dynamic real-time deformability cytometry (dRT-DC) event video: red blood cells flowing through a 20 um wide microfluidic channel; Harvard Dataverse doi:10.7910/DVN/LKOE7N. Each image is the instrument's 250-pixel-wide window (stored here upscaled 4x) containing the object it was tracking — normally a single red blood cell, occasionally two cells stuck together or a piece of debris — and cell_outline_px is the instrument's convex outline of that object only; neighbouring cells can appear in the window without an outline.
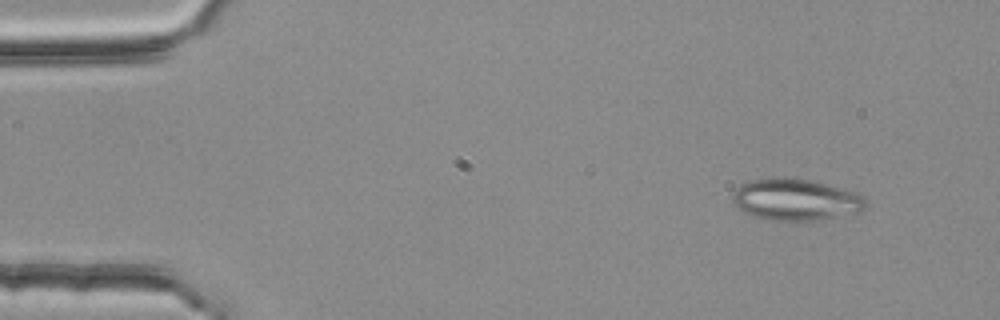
{"species": "common noctule bat (a hibernating species)", "species_latin": "Nyctalus noctula", "temperature_condition": "room temperature", "stored_images_in_passage": 3, "camera_frame_rate_fps": 3000, "um_per_image_px": 0.085, "animal": {"sex": "female", "body_mass_g": 25.1}, "frame": {"image": 1, "passage_image": 1, "time_ms": 0.0, "image_size_px": [1000, 320], "cell_outline_px": [[864, 208], [860, 212], [816, 220], [792, 224], [764, 220], [748, 216], [732, 200], [732, 192], [740, 184], [752, 180], [808, 180], [856, 192], [864, 196]], "centroid_in_image_um": [67.59, 17.06], "position_along_channel_um": 17.4, "area_um2": 32.19}}